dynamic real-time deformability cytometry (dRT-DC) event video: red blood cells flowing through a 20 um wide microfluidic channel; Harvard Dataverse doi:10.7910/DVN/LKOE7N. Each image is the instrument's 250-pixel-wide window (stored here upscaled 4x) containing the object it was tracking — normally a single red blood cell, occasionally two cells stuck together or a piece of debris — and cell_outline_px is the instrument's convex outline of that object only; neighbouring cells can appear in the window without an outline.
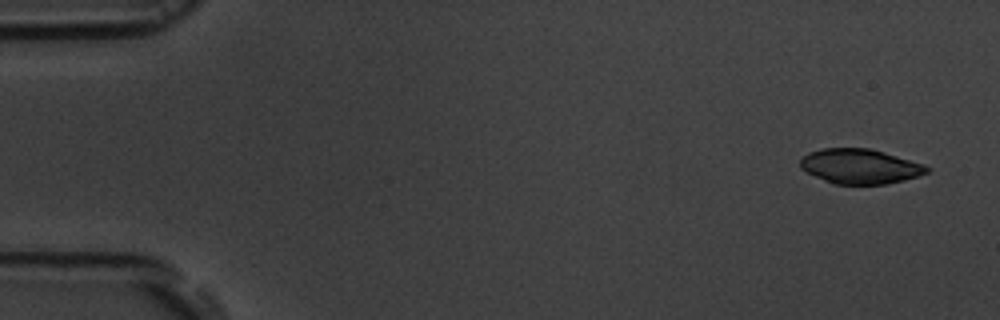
{"species": "common noctule bat (a hibernating species)", "species_latin": "Nyctalus noctula", "temperature_condition": "room temperature", "stored_images_in_passage": 4, "camera_frame_rate_fps": 3000, "um_per_image_px": 0.085, "animal": {"sex": "male", "body_mass_g": 19.5, "forearm_length_mm": 54.6}, "frame": {"image": 1, "passage_image": 1, "time_ms": 0.0, "image_size_px": [1000, 320], "cell_outline_px": [[932, 168], [928, 172], [904, 180], [884, 184], [832, 184], [800, 168], [800, 160], [808, 152], [824, 148], [868, 148], [884, 152], [924, 164]], "centroid_in_image_um": [73.1, 14.14], "position_along_channel_um": 11.9, "area_um2": 25.55}}
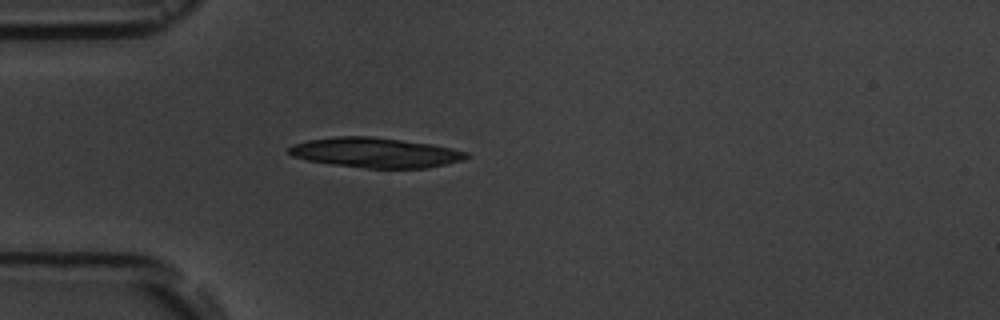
{"frame": {"image": 2, "passage_image": 4, "time_ms": 4.333, "image_size_px": [1000, 320], "cell_outline_px": [[468, 156], [464, 160], [424, 168], [368, 168], [332, 164], [308, 160], [292, 156], [288, 152], [288, 148], [292, 144], [308, 140], [336, 136], [372, 136], [432, 144], [468, 152]], "centroid_in_image_um": [31.88, 12.96], "position_along_channel_um": 53.1, "area_um2": 30.81}}